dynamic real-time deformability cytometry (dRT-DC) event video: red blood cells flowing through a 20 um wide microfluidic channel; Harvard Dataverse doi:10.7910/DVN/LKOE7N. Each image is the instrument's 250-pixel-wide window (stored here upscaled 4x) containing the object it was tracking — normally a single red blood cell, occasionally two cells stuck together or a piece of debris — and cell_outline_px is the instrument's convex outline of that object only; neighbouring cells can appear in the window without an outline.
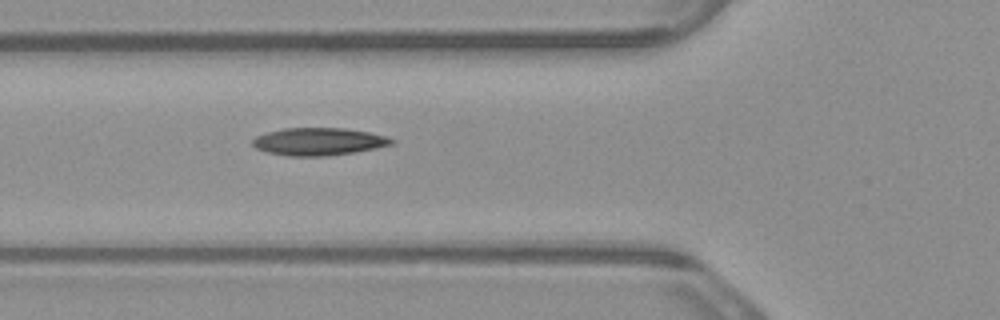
{"species": "common noctule bat (a hibernating species)", "species_latin": "Nyctalus noctula", "temperature_condition": "warm", "stored_images_in_passage": 5, "camera_frame_rate_fps": 3000, "um_per_image_px": 0.085, "animal": {"sex": "male", "body_mass_g": 23.1, "forearm_length_mm": 52.7}, "frame": {"image": 1, "passage_image": 5, "time_ms": 1.333, "image_size_px": [1000, 320], "cell_outline_px": [[396, 140], [392, 144], [376, 148], [356, 152], [324, 156], [288, 156], [268, 152], [256, 148], [252, 144], [252, 140], [256, 136], [268, 132], [284, 128], [344, 128], [368, 132], [384, 136]], "centroid_in_image_um": [27.08, 12.03], "position_along_channel_um": 98.7, "area_um2": 22.2}}